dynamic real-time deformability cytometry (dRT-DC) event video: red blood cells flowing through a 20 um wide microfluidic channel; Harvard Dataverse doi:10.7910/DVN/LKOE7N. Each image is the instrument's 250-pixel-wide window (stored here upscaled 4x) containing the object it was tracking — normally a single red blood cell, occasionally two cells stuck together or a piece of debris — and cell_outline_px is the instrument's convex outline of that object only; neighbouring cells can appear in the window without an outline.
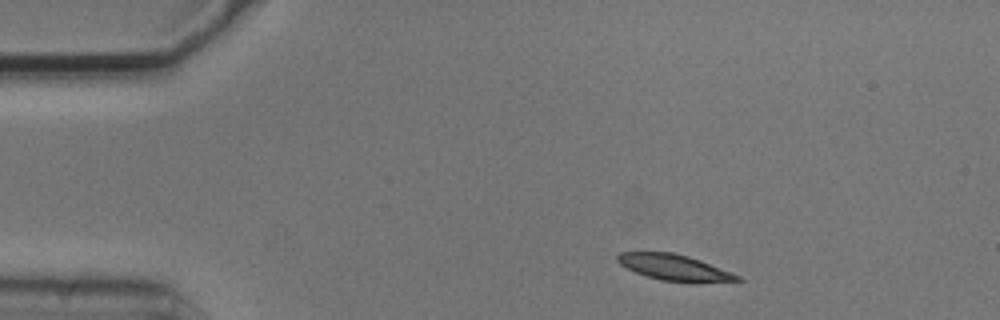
{"species": "common noctule bat (a hibernating species)", "species_latin": "Nyctalus noctula", "temperature_condition": "cold", "stored_images_in_passage": 3, "camera_frame_rate_fps": 3000, "um_per_image_px": 0.085, "animal": {"sex": "male", "body_mass_g": 20.5, "forearm_length_mm": 52.5}, "frame": {"image": 1, "passage_image": 1, "time_ms": 0.0, "image_size_px": [1000, 320], "cell_outline_px": [[744, 280], [660, 280], [636, 272], [620, 264], [616, 260], [616, 256], [620, 252], [672, 252], [688, 256], [700, 260], [732, 272], [740, 276]], "centroid_in_image_um": [57.23, 22.68], "position_along_channel_um": 27.8, "area_um2": 17.22}}